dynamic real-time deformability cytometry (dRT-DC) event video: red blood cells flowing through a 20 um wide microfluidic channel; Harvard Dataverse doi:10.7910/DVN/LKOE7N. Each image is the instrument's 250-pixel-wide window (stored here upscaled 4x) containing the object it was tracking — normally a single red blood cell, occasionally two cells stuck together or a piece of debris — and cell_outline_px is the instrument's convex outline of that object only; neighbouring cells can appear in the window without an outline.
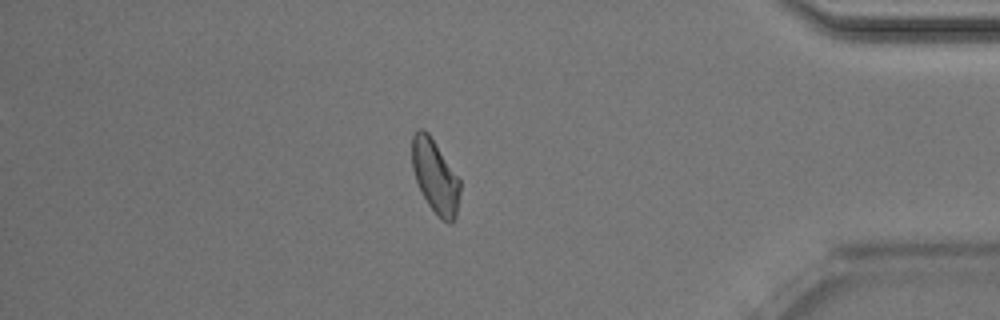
{"species": "Egyptian fruit bat (a non-hibernating species)", "species_latin": "Rousettus aegyptiacus", "temperature_condition": "room temperature", "stored_images_in_passage": 50, "camera_frame_rate_fps": 3000, "um_per_image_px": 0.085, "animal": {"sex": "male"}, "frame": {"image": 1, "passage_image": 43, "time_ms": 14.0, "image_size_px": [1000, 320], "cell_outline_px": [[460, 192], [456, 216], [452, 224], [448, 224], [428, 204], [416, 180], [412, 168], [412, 136], [420, 128], [424, 128], [428, 132], [460, 180]], "centroid_in_image_um": [36.99, 14.98], "position_along_channel_um": 398.2, "area_um2": 20.17}}
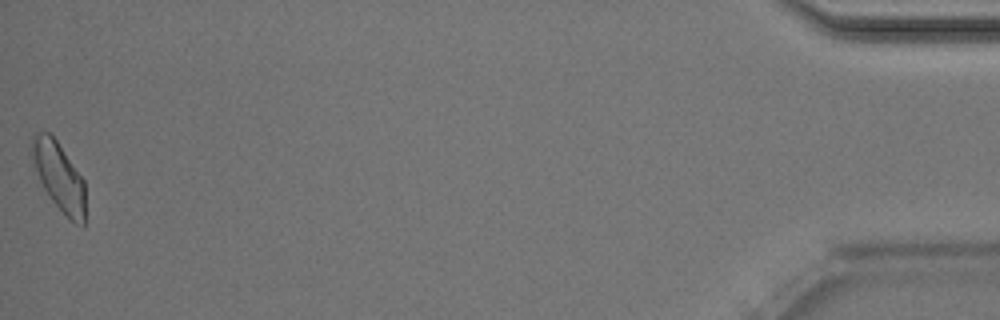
{"frame": {"image": 2, "passage_image": 50, "time_ms": 16.333, "image_size_px": [1000, 320], "cell_outline_px": [[84, 228], [68, 220], [52, 200], [44, 188], [32, 164], [28, 152], [32, 136], [36, 132], [48, 132], [56, 140], [84, 180]], "centroid_in_image_um": [4.96, 14.99], "position_along_channel_um": 430.2, "area_um2": 21.5}, "authors_computed_cell_mechanics": {"area_um2": 21.1259, "velocity_mm_per_s": 4.0098, "shape_relaxation_time_tau1_ms": null, "shape_relaxation_time_tau2_ms": 5.1225, "deformation_change_tau1": null, "deformation_change_tau2": 0.1003}}